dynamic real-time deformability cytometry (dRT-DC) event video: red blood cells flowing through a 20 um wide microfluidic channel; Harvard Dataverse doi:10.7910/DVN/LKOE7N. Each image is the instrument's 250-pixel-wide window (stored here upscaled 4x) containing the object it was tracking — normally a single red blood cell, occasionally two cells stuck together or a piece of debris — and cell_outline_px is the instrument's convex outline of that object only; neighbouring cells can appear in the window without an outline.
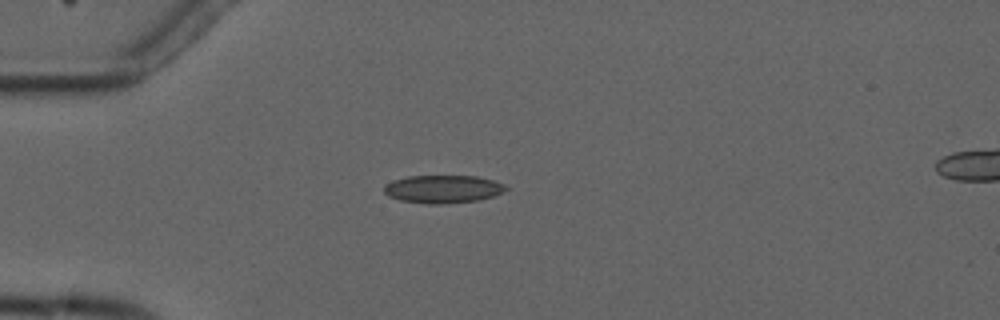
{"species": "common noctule bat (a hibernating species)", "species_latin": "Nyctalus noctula", "temperature_condition": "cold", "stored_images_in_passage": 9, "camera_frame_rate_fps": 3000, "um_per_image_px": 0.085, "animal": {"sex": "male", "forearm_length_mm": 52.5}, "frame": {"image": 1, "passage_image": 4, "time_ms": 3.667, "image_size_px": [1000, 320], "cell_outline_px": [[508, 188], [504, 192], [480, 200], [440, 204], [432, 204], [400, 200], [388, 196], [384, 192], [384, 184], [392, 180], [408, 176], [476, 176], [492, 180], [504, 184]], "centroid_in_image_um": [37.63, 16.07], "position_along_channel_um": 47.4, "area_um2": 19.83}}
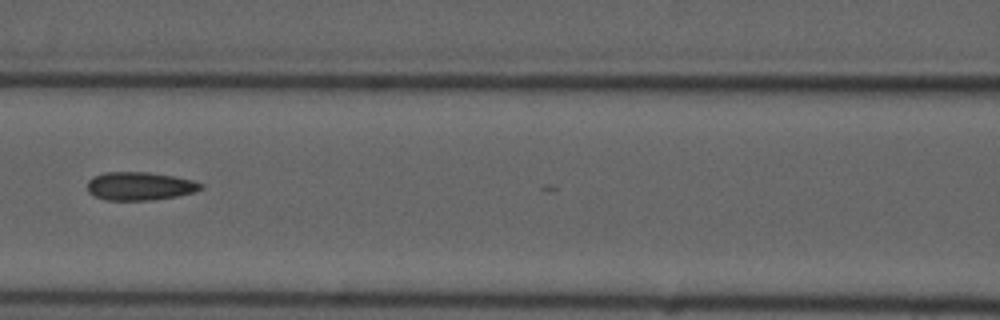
{"frame": {"image": 2, "passage_image": 7, "time_ms": 7.0, "image_size_px": [1000, 320], "cell_outline_px": [[204, 188], [196, 192], [176, 196], [152, 200], [108, 200], [96, 196], [88, 192], [88, 180], [92, 176], [104, 172], [148, 172], [172, 176], [192, 180], [204, 184]], "centroid_in_image_um": [11.9, 15.81], "position_along_channel_um": 154.7, "area_um2": 18.73}}
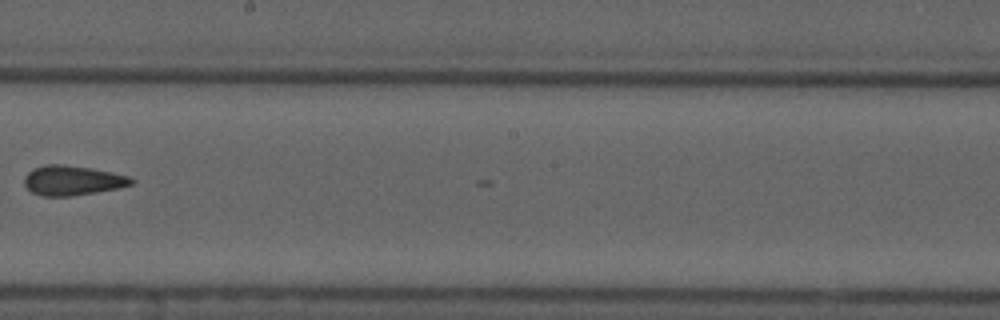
{"frame": {"image": 3, "passage_image": 9, "time_ms": 9.333, "image_size_px": [1000, 320], "cell_outline_px": [[136, 180], [132, 184], [120, 188], [72, 196], [40, 196], [32, 192], [24, 184], [24, 176], [32, 168], [44, 164], [64, 164], [92, 168], [112, 172], [128, 176]], "centroid_in_image_um": [6.15, 15.33], "position_along_channel_um": 242.1, "area_um2": 18.79}}